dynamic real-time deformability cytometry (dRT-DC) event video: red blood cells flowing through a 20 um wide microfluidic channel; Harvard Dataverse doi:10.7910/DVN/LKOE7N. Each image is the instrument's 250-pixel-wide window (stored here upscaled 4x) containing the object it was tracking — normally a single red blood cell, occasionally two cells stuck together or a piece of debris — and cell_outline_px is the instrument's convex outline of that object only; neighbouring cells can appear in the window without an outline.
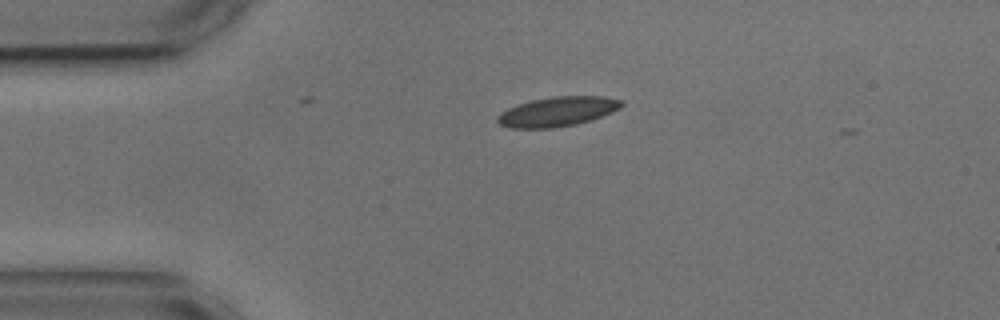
{"species": "common noctule bat (a hibernating species)", "species_latin": "Nyctalus noctula", "temperature_condition": "cold", "stored_images_in_passage": 2, "camera_frame_rate_fps": 3000, "um_per_image_px": 0.085, "animal": {"sex": "male", "body_mass_g": 17.9, "forearm_length_mm": 54.2}, "frame": {"image": 1, "passage_image": 1, "time_ms": 0.0, "image_size_px": [1000, 320], "cell_outline_px": [[624, 104], [620, 108], [612, 112], [592, 120], [576, 124], [552, 128], [512, 128], [500, 124], [496, 120], [496, 116], [500, 112], [508, 108], [532, 100], [552, 96], [604, 96], [624, 100]], "centroid_in_image_um": [47.42, 9.48], "position_along_channel_um": 37.6, "area_um2": 21.5}}